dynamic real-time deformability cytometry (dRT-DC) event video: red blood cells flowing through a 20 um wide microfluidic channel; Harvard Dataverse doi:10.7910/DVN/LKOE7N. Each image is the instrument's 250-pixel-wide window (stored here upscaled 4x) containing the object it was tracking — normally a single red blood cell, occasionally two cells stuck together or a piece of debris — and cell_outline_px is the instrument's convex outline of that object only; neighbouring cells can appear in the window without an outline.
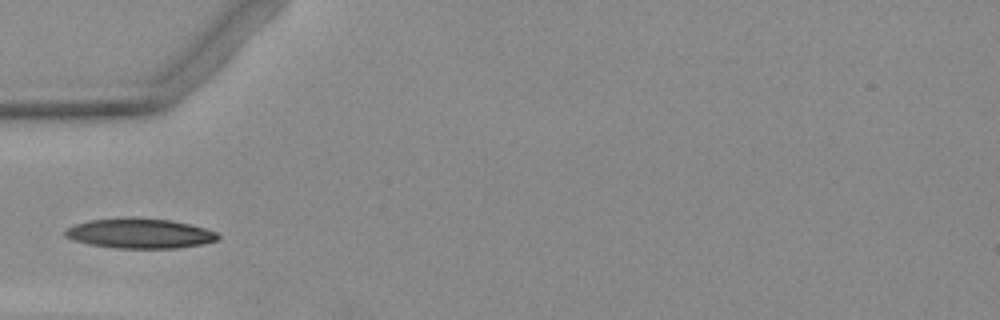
{"species": "Egyptian fruit bat (a non-hibernating species)", "species_latin": "Rousettus aegyptiacus", "temperature_condition": "warm", "stored_images_in_passage": 5, "camera_frame_rate_fps": 3000, "um_per_image_px": 0.085, "animal": {"sex": "female"}, "frame": {"image": 1, "passage_image": 5, "time_ms": 4.667, "image_size_px": [1000, 320], "cell_outline_px": [[220, 236], [216, 240], [200, 244], [176, 248], [116, 248], [88, 244], [72, 240], [64, 236], [64, 232], [68, 228], [76, 224], [88, 220], [172, 220], [204, 228], [216, 232]], "centroid_in_image_um": [11.87, 19.88], "position_along_channel_um": 73.1, "area_um2": 25.55}}